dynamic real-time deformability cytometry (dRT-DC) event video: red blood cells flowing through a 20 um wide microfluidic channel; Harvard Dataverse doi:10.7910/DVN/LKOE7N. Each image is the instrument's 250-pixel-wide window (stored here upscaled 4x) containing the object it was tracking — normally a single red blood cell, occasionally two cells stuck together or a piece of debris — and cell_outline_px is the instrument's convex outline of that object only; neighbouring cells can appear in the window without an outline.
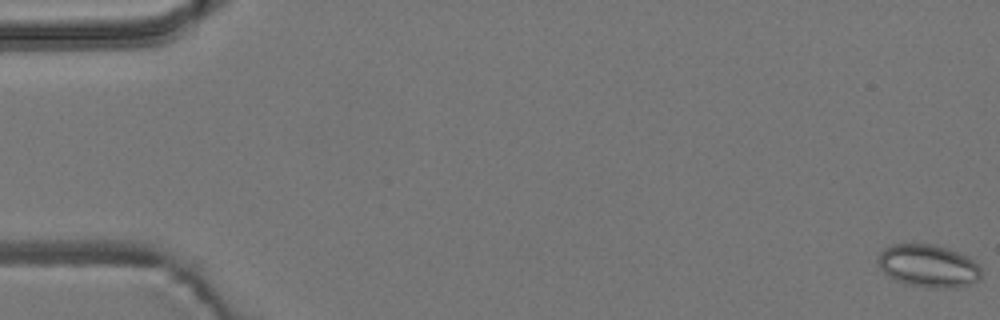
{"species": "common noctule bat (a hibernating species)", "species_latin": "Nyctalus noctula", "temperature_condition": "room temperature", "stored_images_in_passage": 4, "camera_frame_rate_fps": 3000, "um_per_image_px": 0.085, "animal": {"sex": "male", "body_mass_g": 19.2, "forearm_length_mm": 51.8}, "frame": {"image": 1, "passage_image": 1, "time_ms": 0.0, "image_size_px": [1000, 320], "cell_outline_px": [[980, 280], [972, 284], [956, 288], [932, 288], [904, 284], [888, 276], [880, 268], [876, 260], [880, 252], [884, 248], [892, 244], [932, 244], [948, 248], [960, 252], [968, 256], [980, 264]], "centroid_in_image_um": [78.93, 22.61], "position_along_channel_um": 6.1, "area_um2": 26.18}}